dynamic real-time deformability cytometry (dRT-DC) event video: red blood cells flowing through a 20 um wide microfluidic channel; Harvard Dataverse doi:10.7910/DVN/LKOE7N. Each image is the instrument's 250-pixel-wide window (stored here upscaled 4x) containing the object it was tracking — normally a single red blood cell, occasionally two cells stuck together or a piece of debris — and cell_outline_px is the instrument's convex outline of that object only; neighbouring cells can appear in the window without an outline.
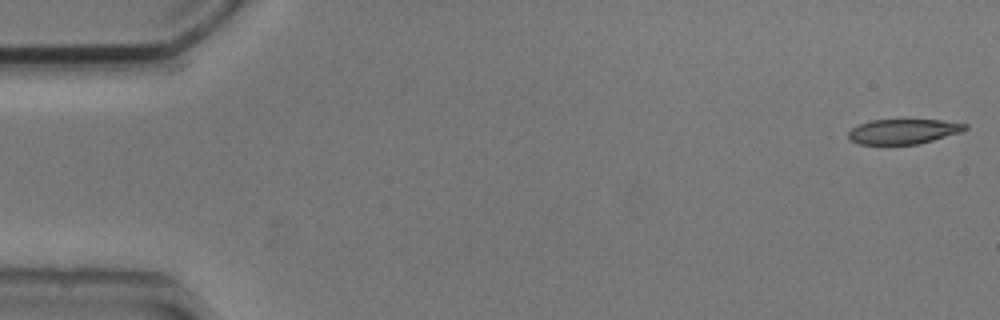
{"species": "common noctule bat (a hibernating species)", "species_latin": "Nyctalus noctula", "temperature_condition": "cold", "stored_images_in_passage": 53, "camera_frame_rate_fps": 3000, "um_per_image_px": 0.085, "animal": {"sex": "male", "body_mass_g": 20.5, "forearm_length_mm": 52.5}, "frame": {"image": 1, "passage_image": 1, "time_ms": 0.0, "image_size_px": [1000, 320], "cell_outline_px": [[968, 128], [964, 132], [916, 144], [860, 144], [852, 140], [848, 136], [848, 132], [852, 128], [860, 124], [872, 120], [940, 120], [968, 124]], "centroid_in_image_um": [76.83, 11.17], "position_along_channel_um": 8.2, "area_um2": 16.82}}
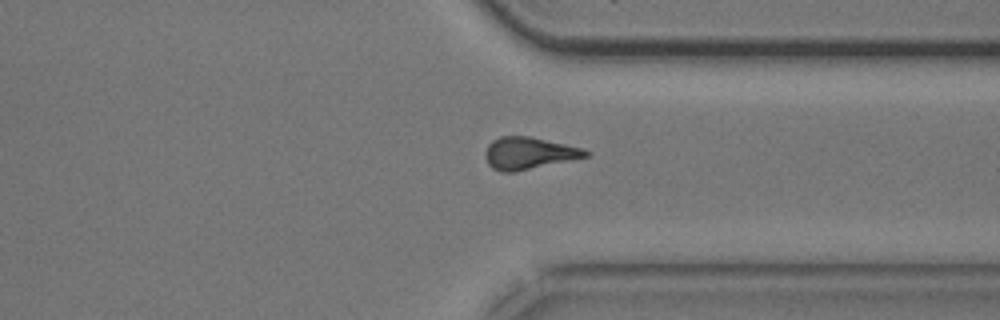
{"frame": {"image": 2, "passage_image": 40, "time_ms": 13.0, "image_size_px": [1000, 320], "cell_outline_px": [[592, 152], [588, 156], [516, 172], [500, 172], [492, 168], [488, 164], [484, 152], [488, 144], [492, 140], [500, 136], [532, 136], [580, 148]], "centroid_in_image_um": [44.91, 13.02], "position_along_channel_um": 366.5, "area_um2": 18.79}}
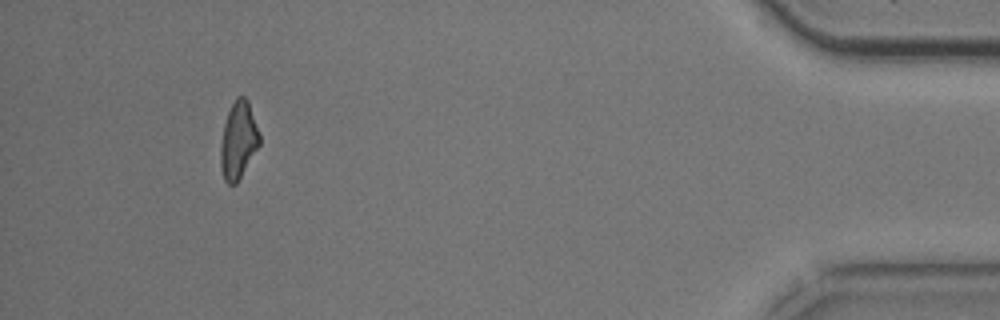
{"frame": {"image": 3, "passage_image": 49, "time_ms": 16.0, "image_size_px": [1000, 320], "cell_outline_px": [[260, 144], [236, 184], [228, 184], [224, 180], [220, 168], [220, 144], [224, 124], [228, 112], [236, 96], [244, 96], [248, 100], [260, 136]], "centroid_in_image_um": [20.24, 11.93], "position_along_channel_um": 415.0, "area_um2": 17.46}, "authors_computed_cell_mechanics": {"area_um2": 18.8428, "velocity_mm_per_s": 3.7907, "shape_relaxation_time_tau1_ms": 6.828, "shape_relaxation_time_tau2_ms": 6.1038, "deformation_change_tau1": 0.1819, "deformation_change_tau2": 0.1864}}